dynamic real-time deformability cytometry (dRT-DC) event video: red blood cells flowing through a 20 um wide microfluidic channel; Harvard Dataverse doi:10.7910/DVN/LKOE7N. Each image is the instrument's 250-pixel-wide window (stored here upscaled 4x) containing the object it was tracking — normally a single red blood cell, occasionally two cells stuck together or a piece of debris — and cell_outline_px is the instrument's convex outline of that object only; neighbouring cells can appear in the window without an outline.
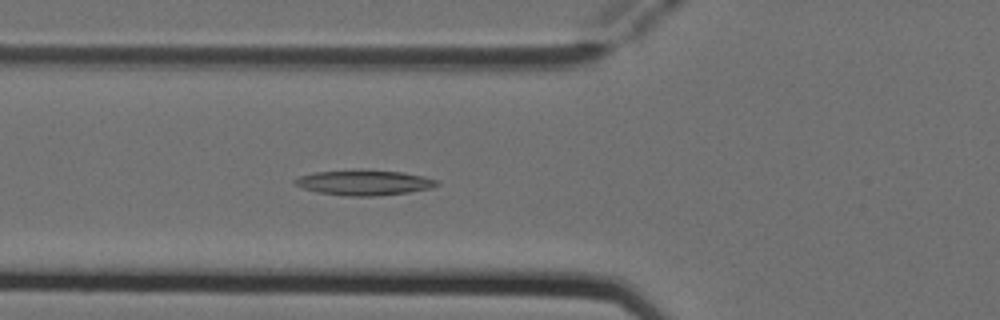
{"species": "Egyptian fruit bat (a non-hibernating species)", "species_latin": "Rousettus aegyptiacus", "temperature_condition": "cold", "stored_images_in_passage": 4, "camera_frame_rate_fps": 3000, "um_per_image_px": 0.085, "animal": {"sex": "female"}, "frame": {"image": 1, "passage_image": 4, "time_ms": 1.0, "image_size_px": [1000, 320], "cell_outline_px": [[440, 184], [432, 188], [408, 192], [372, 196], [344, 196], [316, 192], [304, 188], [296, 184], [292, 180], [300, 176], [316, 172], [404, 172], [424, 176], [440, 180]], "centroid_in_image_um": [31.01, 15.56], "position_along_channel_um": 94.8, "area_um2": 20.06}}